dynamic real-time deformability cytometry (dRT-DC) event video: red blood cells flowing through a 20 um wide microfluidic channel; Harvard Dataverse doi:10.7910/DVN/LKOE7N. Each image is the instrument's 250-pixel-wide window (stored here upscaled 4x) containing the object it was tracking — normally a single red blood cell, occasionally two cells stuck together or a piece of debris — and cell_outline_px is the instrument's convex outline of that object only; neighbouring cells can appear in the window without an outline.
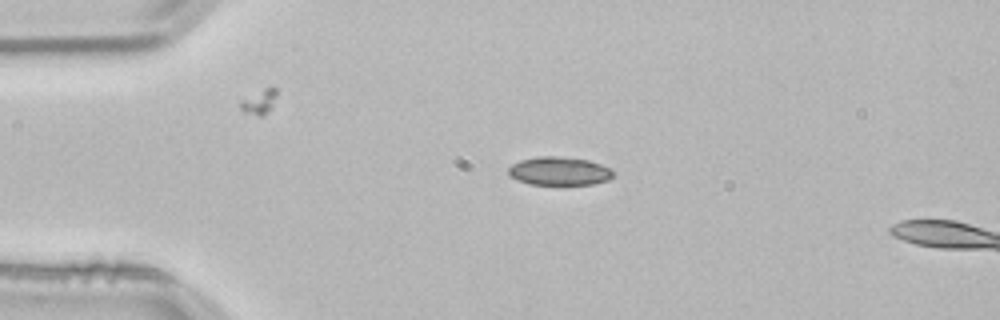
{"species": "common noctule bat (a hibernating species)", "species_latin": "Nyctalus noctula", "temperature_condition": "room temperature", "stored_images_in_passage": 3, "camera_frame_rate_fps": 3000, "um_per_image_px": 0.085, "animal": {"sex": "male", "body_mass_g": 21.5, "forearm_length_mm": 52.0}, "frame": {"image": 1, "passage_image": 1, "time_ms": 0.0, "image_size_px": [1000, 320], "cell_outline_px": [[612, 176], [608, 180], [592, 184], [528, 184], [512, 176], [508, 172], [508, 168], [512, 164], [520, 160], [536, 156], [556, 156], [588, 160], [600, 164], [608, 168], [612, 172]], "centroid_in_image_um": [47.51, 14.53], "position_along_channel_um": 37.5, "area_um2": 17.05}}
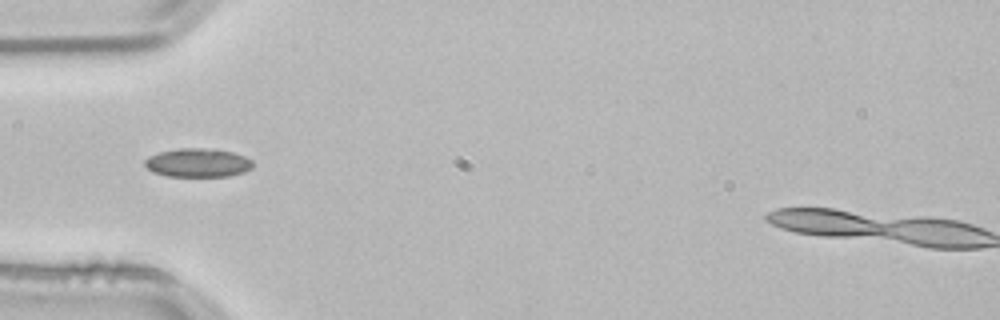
{"frame": {"image": 2, "passage_image": 2, "time_ms": 0.333, "image_size_px": [1000, 320], "cell_outline_px": [[252, 168], [244, 172], [228, 176], [168, 176], [152, 172], [144, 164], [144, 160], [148, 156], [160, 152], [180, 148], [212, 148], [232, 152], [244, 156], [252, 160]], "centroid_in_image_um": [16.81, 13.83], "position_along_channel_um": 68.2, "area_um2": 18.09}}